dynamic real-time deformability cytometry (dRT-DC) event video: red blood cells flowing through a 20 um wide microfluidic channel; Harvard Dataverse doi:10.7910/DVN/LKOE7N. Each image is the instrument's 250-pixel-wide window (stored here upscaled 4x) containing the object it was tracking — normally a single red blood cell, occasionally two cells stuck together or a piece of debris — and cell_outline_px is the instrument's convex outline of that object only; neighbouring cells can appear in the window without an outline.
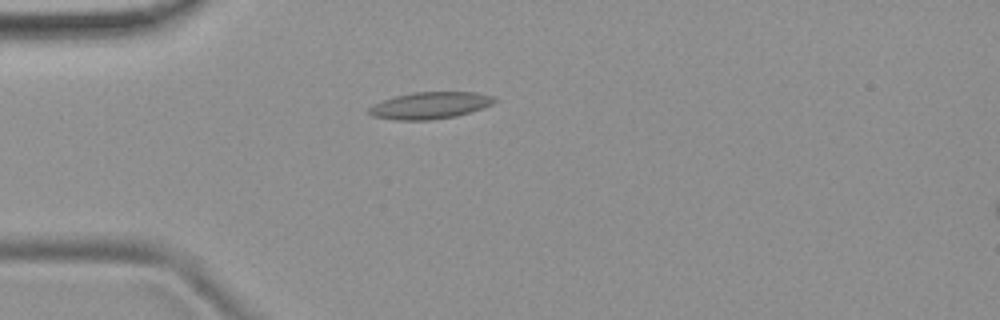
{"species": "common noctule bat (a hibernating species)", "species_latin": "Nyctalus noctula", "temperature_condition": "room temperature", "stored_images_in_passage": 5, "camera_frame_rate_fps": 3000, "um_per_image_px": 0.085, "animal": {"sex": "female", "body_mass_g": 19.9}, "frame": {"image": 1, "passage_image": 5, "time_ms": 6.0, "image_size_px": [1000, 320], "cell_outline_px": [[496, 100], [492, 104], [484, 108], [456, 116], [432, 120], [396, 120], [372, 116], [368, 112], [368, 108], [384, 100], [396, 96], [412, 92], [476, 92], [496, 96]], "centroid_in_image_um": [36.6, 8.96], "position_along_channel_um": 48.4, "area_um2": 19.65}}